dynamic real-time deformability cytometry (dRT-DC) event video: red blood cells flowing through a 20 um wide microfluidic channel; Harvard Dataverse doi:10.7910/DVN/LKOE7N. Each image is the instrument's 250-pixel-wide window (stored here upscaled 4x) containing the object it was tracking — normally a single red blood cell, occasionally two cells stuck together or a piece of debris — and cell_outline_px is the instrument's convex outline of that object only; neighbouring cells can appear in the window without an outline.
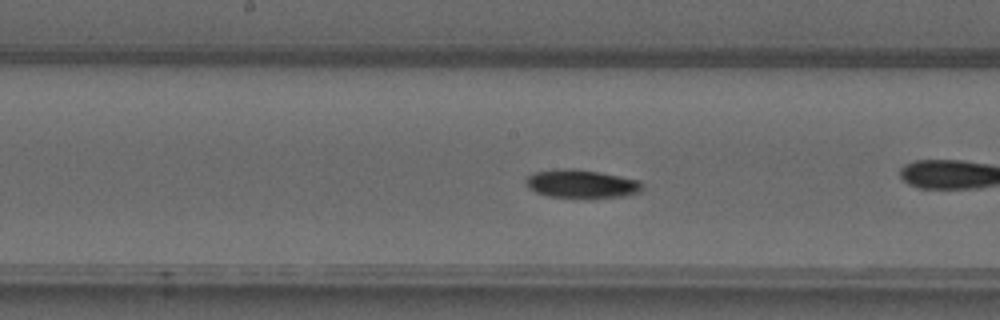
{"species": "common noctule bat (a hibernating species)", "species_latin": "Nyctalus noctula", "temperature_condition": "warm", "stored_images_in_passage": 36, "camera_frame_rate_fps": 3000, "um_per_image_px": 0.085, "animal": {"sex": "male", "forearm_length_mm": 52.5}, "frame": {"image": 1, "passage_image": 12, "time_ms": 3.667, "image_size_px": [1000, 320], "cell_outline_px": [[644, 188], [640, 192], [628, 196], [584, 200], [548, 196], [536, 192], [528, 188], [524, 184], [524, 180], [532, 172], [560, 168], [576, 168], [600, 172], [640, 180]], "centroid_in_image_um": [49.43, 15.65], "position_along_channel_um": 198.8, "area_um2": 20.29}}